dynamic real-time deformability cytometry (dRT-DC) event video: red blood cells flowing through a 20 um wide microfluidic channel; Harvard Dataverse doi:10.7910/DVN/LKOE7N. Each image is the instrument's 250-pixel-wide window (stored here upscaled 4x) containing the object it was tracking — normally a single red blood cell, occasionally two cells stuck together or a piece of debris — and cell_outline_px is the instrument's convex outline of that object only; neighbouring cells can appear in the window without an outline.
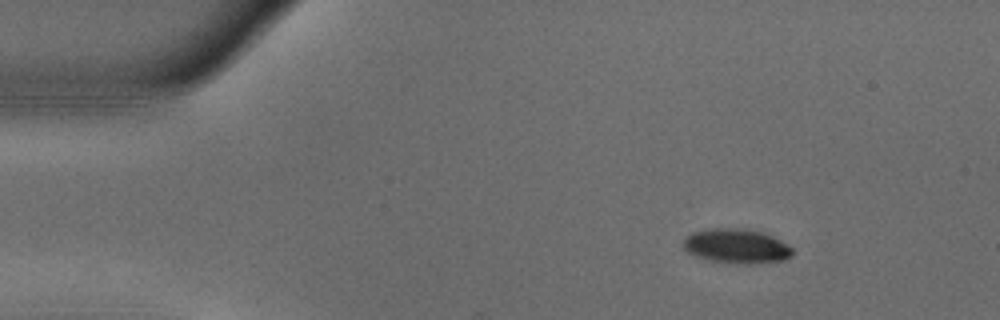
{"species": "common noctule bat (a hibernating species)", "species_latin": "Nyctalus noctula", "temperature_condition": "warm", "stored_images_in_passage": 48, "camera_frame_rate_fps": 3000, "um_per_image_px": 0.085, "animal": {"sex": "male", "body_mass_g": 18.8}, "frame": {"image": 1, "passage_image": 1, "time_ms": 0.0, "image_size_px": [1000, 320], "cell_outline_px": [[792, 256], [784, 260], [748, 264], [744, 264], [708, 260], [696, 256], [688, 252], [684, 248], [684, 236], [692, 232], [708, 228], [740, 228], [764, 232], [788, 244], [792, 248]], "centroid_in_image_um": [62.59, 20.91], "position_along_channel_um": 22.4, "area_um2": 22.02}}
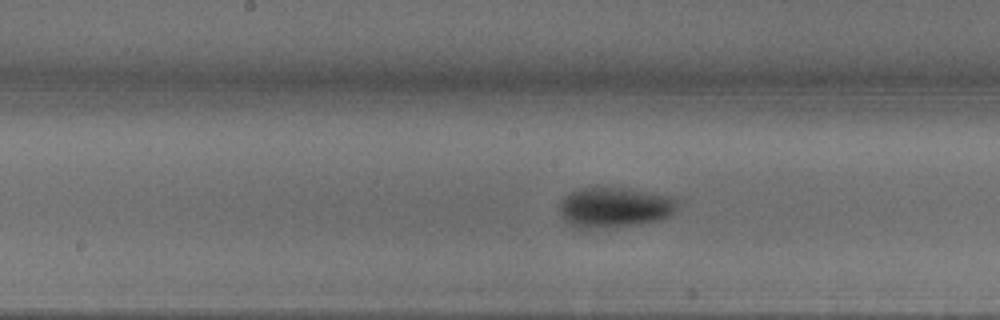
{"frame": {"image": 2, "passage_image": 21, "time_ms": 6.667, "image_size_px": [1000, 320], "cell_outline_px": [[680, 200], [672, 216], [664, 220], [588, 232], [576, 228], [564, 220], [560, 216], [560, 200], [564, 196], [580, 188], [624, 188], [676, 196]], "centroid_in_image_um": [52.26, 17.68], "position_along_channel_um": 195.9, "area_um2": 28.84}}
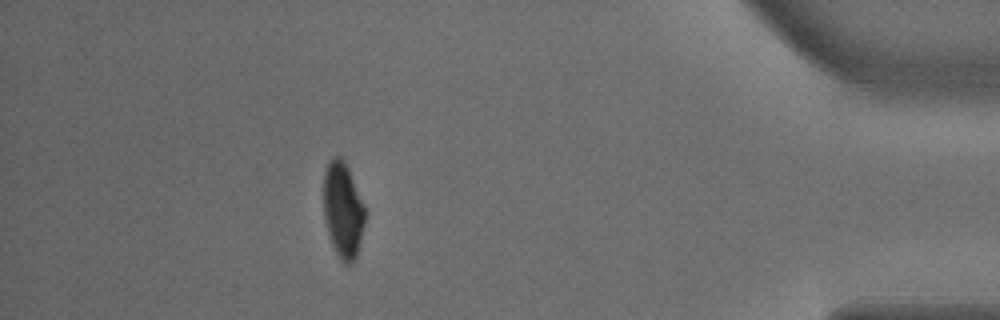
{"frame": {"image": 3, "passage_image": 42, "time_ms": 13.667, "image_size_px": [1000, 320], "cell_outline_px": [[364, 224], [356, 256], [352, 264], [344, 264], [336, 252], [332, 244], [328, 232], [324, 216], [324, 172], [328, 164], [336, 156], [340, 156], [344, 160], [348, 168], [364, 204]], "centroid_in_image_um": [29.15, 17.86], "position_along_channel_um": 406.1, "area_um2": 22.66}, "authors_computed_cell_mechanics": {"area_um2": 25.432, "velocity_mm_per_s": 3.7103, "shape_relaxation_time_tau1_ms": 6.4734, "shape_relaxation_time_tau2_ms": 1.803, "deformation_change_tau1": 0.2263, "deformation_change_tau2": 0.0362}}